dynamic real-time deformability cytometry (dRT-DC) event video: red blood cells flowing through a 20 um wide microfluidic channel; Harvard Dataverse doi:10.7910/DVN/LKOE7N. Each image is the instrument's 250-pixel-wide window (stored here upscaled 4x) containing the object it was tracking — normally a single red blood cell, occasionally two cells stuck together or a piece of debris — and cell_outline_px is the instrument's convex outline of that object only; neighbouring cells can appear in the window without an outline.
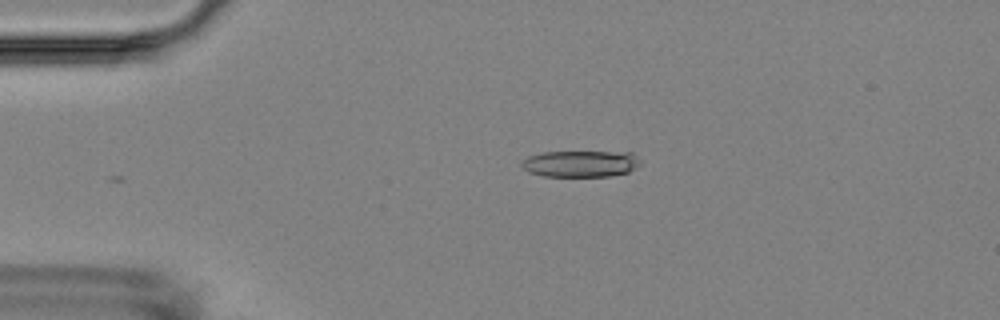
{"species": "Egyptian fruit bat (a non-hibernating species)", "species_latin": "Rousettus aegyptiacus", "temperature_condition": "room temperature", "stored_images_in_passage": 7, "camera_frame_rate_fps": 3000, "um_per_image_px": 0.085, "animal": {"sex": "female"}, "frame": {"image": 1, "passage_image": 3, "time_ms": 2.333, "image_size_px": [1000, 320], "cell_outline_px": [[640, 164], [628, 172], [608, 176], [544, 176], [528, 172], [520, 164], [528, 156], [544, 152], [632, 152], [640, 160]], "centroid_in_image_um": [49.35, 13.91], "position_along_channel_um": 35.7, "area_um2": 18.21}}